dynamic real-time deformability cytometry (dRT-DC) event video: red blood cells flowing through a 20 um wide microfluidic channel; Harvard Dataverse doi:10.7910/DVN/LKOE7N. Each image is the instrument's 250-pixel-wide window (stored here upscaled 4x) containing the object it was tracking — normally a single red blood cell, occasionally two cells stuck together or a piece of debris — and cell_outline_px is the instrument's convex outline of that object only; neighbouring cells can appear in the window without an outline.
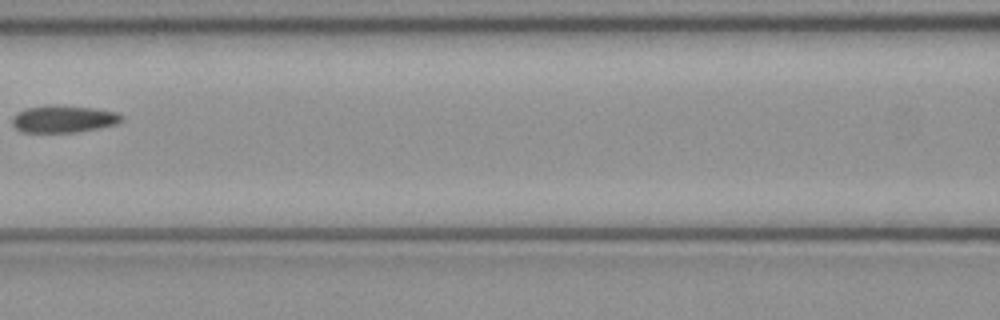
{"species": "common noctule bat (a hibernating species)", "species_latin": "Nyctalus noctula", "temperature_condition": "cold", "stored_images_in_passage": 6, "camera_frame_rate_fps": 3000, "um_per_image_px": 0.085, "animal": {"sex": "female", "body_mass_g": 21.9}, "frame": {"image": 1, "passage_image": 6, "time_ms": 1.667, "image_size_px": [1000, 320], "cell_outline_px": [[124, 120], [116, 124], [100, 128], [80, 132], [20, 132], [12, 124], [12, 116], [16, 112], [28, 108], [48, 104], [56, 104], [92, 108], [116, 112], [124, 116]], "centroid_in_image_um": [5.4, 10.11], "position_along_channel_um": 161.2, "area_um2": 17.63}}